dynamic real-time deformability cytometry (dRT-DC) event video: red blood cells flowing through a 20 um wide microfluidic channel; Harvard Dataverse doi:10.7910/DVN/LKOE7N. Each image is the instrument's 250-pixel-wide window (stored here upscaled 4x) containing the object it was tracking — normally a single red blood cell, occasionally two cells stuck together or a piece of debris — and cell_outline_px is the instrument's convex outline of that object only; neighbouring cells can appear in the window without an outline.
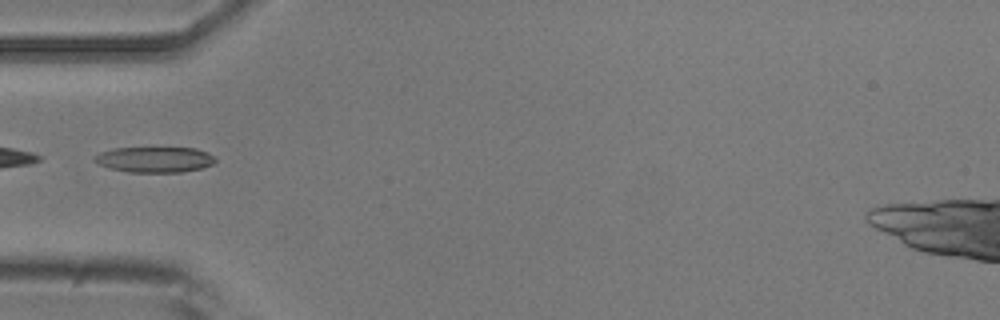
{"species": "common noctule bat (a hibernating species)", "species_latin": "Nyctalus noctula", "temperature_condition": "room temperature", "stored_images_in_passage": 34, "camera_frame_rate_fps": 3000, "um_per_image_px": 0.085, "animal": {"sex": "male", "body_mass_g": 20.5, "forearm_length_mm": 52.5}, "frame": {"image": 1, "passage_image": 1, "time_ms": 0.0, "image_size_px": [1000, 320], "cell_outline_px": [[216, 160], [212, 164], [200, 168], [180, 172], [128, 172], [108, 168], [92, 160], [92, 156], [100, 152], [112, 148], [196, 148], [208, 152], [216, 156]], "centroid_in_image_um": [13.12, 13.55], "position_along_channel_um": 71.9, "area_um2": 18.15}}